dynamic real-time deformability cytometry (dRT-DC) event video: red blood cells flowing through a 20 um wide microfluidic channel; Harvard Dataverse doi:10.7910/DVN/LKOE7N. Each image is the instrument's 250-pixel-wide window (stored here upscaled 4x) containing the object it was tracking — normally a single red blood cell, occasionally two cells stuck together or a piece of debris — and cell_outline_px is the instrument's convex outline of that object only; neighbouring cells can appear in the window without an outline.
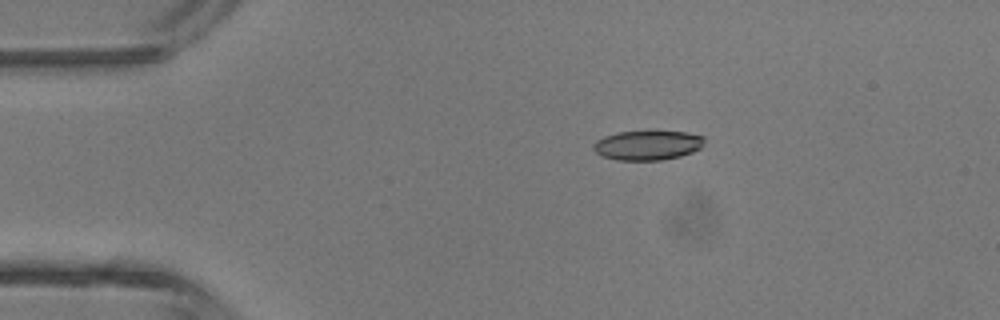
{"species": "common noctule bat (a hibernating species)", "species_latin": "Nyctalus noctula", "temperature_condition": "room temperature", "stored_images_in_passage": 4, "camera_frame_rate_fps": 3000, "um_per_image_px": 0.085, "animal": {"sex": "male", "body_mass_g": 13.3}, "frame": {"image": 1, "passage_image": 3, "time_ms": 2.333, "image_size_px": [1000, 320], "cell_outline_px": [[704, 140], [700, 148], [692, 152], [680, 156], [660, 160], [616, 160], [604, 156], [596, 152], [592, 148], [592, 144], [596, 140], [604, 136], [616, 132], [656, 128], [688, 132], [704, 136]], "centroid_in_image_um": [55.05, 12.28], "position_along_channel_um": 30.0, "area_um2": 20.0}}